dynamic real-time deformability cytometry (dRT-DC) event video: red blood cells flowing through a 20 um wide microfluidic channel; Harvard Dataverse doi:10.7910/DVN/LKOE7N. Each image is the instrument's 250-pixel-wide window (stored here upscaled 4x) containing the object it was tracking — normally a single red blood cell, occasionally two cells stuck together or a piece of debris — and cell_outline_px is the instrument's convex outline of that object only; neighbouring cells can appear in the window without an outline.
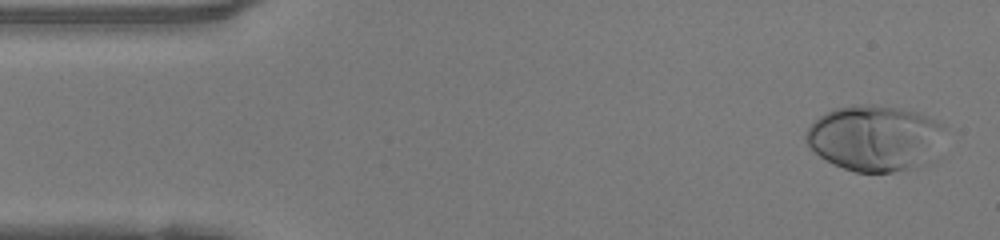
{"species": "human", "species_latin": "Homo sapiens", "temperature_condition": "warm", "stored_images_in_passage": 45, "camera_frame_rate_fps": 3000, "um_per_image_px": 0.085, "donor": {"sex": "female"}, "frame": {"image": 1, "passage_image": 2, "time_ms": 0.333, "image_size_px": [1000, 240], "cell_outline_px": [[944, 128], [908, 168], [892, 172], [856, 172], [844, 168], [820, 156], [804, 140], [804, 132], [820, 116], [832, 108], [852, 104], [872, 104], [900, 108], [916, 112], [936, 120], [944, 124]], "centroid_in_image_um": [74.11, 11.65], "position_along_channel_um": 10.9, "area_um2": 50.46}}
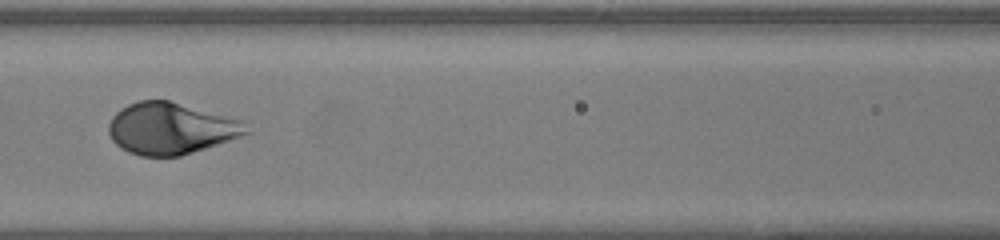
{"frame": {"image": 2, "passage_image": 20, "time_ms": 6.333, "image_size_px": [1000, 240], "cell_outline_px": [[252, 132], [180, 156], [140, 156], [128, 152], [120, 148], [112, 140], [108, 132], [108, 124], [112, 116], [120, 108], [128, 104], [140, 100], [168, 100], [244, 120]], "centroid_in_image_um": [14.5, 10.91], "position_along_channel_um": 152.1, "area_um2": 41.44}}
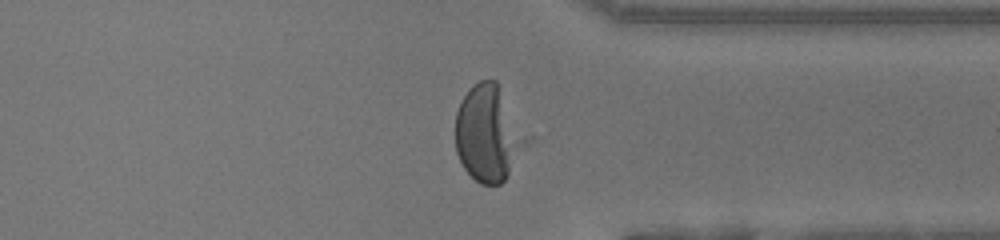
{"frame": {"image": 3, "passage_image": 36, "time_ms": 11.667, "image_size_px": [1000, 240], "cell_outline_px": [[532, 140], [504, 180], [500, 184], [480, 184], [464, 168], [456, 152], [456, 112], [464, 96], [480, 80], [496, 80], [532, 136]], "centroid_in_image_um": [41.6, 11.34], "position_along_channel_um": 369.8, "area_um2": 40.29}, "authors_computed_cell_mechanics": {"area_um2": 42.7142, "velocity_mm_per_s": 4.1565, "shape_relaxation_time_tau1_ms": 2.893, "shape_relaxation_time_tau2_ms": null, "deformation_change_tau1": 0.2447, "deformation_change_tau2": null}}